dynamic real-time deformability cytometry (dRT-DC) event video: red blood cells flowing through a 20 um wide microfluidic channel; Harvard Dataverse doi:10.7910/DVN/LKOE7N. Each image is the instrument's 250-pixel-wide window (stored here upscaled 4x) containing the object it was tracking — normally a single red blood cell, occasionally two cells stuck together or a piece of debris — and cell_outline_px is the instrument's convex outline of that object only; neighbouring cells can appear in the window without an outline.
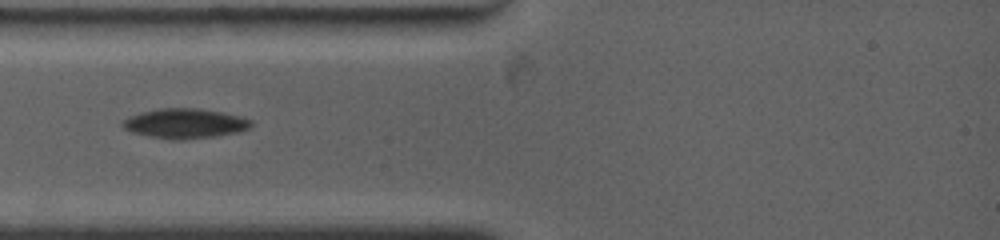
{"species": "common noctule bat (a hibernating species)", "species_latin": "Nyctalus noctula", "temperature_condition": "warm", "stored_images_in_passage": 4, "camera_frame_rate_fps": 4500, "um_per_image_px": 0.085, "animal": {"sex": "female", "body_mass_g": 19.0, "forearm_length_mm": 53.3}, "frame": {"image": 1, "passage_image": 2, "time_ms": 1.111, "image_size_px": [1000, 240], "cell_outline_px": [[252, 124], [248, 128], [240, 132], [216, 136], [184, 140], [172, 140], [132, 132], [124, 128], [120, 124], [124, 120], [140, 112], [160, 108], [196, 108], [220, 112], [252, 120]], "centroid_in_image_um": [15.71, 10.5], "position_along_channel_um": 69.3, "area_um2": 22.08}}
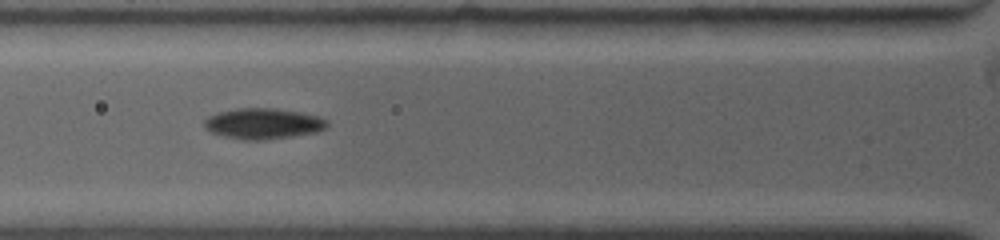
{"frame": {"image": 2, "passage_image": 3, "time_ms": 2.0, "image_size_px": [1000, 240], "cell_outline_px": [[328, 124], [324, 128], [316, 132], [292, 136], [264, 140], [244, 140], [224, 136], [212, 132], [204, 128], [204, 120], [208, 116], [220, 112], [236, 108], [272, 108], [300, 112], [316, 116], [328, 120]], "centroid_in_image_um": [22.34, 10.51], "position_along_channel_um": 103.5, "area_um2": 21.85}}
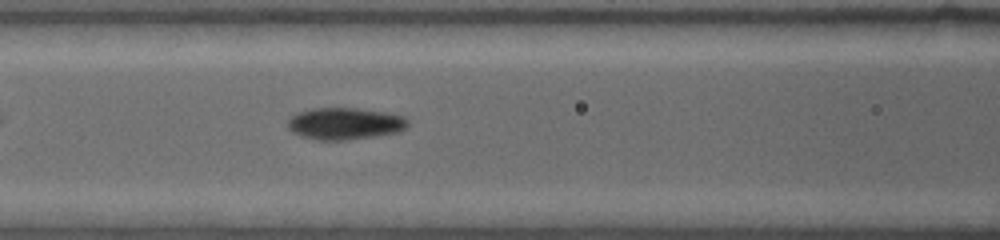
{"frame": {"image": 3, "passage_image": 4, "time_ms": 2.889, "image_size_px": [1000, 240], "cell_outline_px": [[408, 124], [404, 128], [396, 132], [372, 136], [344, 140], [316, 140], [300, 136], [292, 132], [288, 128], [288, 120], [296, 112], [312, 108], [356, 108], [388, 112], [404, 116], [408, 120]], "centroid_in_image_um": [29.27, 10.49], "position_along_channel_um": 137.3, "area_um2": 22.31}}